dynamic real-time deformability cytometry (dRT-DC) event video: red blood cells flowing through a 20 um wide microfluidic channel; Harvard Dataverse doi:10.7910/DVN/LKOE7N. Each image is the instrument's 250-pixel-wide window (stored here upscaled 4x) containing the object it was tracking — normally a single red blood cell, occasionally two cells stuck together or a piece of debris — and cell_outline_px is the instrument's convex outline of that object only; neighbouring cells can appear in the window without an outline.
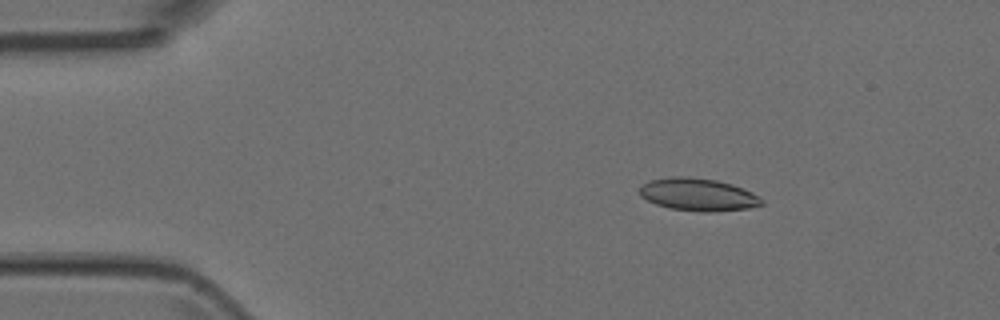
{"species": "Egyptian fruit bat (a non-hibernating species)", "species_latin": "Rousettus aegyptiacus", "temperature_condition": "room temperature", "stored_images_in_passage": 4, "camera_frame_rate_fps": 3000, "um_per_image_px": 0.085, "animal": {"sex": "female"}, "frame": {"image": 1, "passage_image": 2, "time_ms": 0.333, "image_size_px": [1000, 320], "cell_outline_px": [[764, 204], [748, 208], [712, 212], [700, 212], [668, 208], [656, 204], [640, 196], [640, 188], [644, 184], [652, 180], [672, 176], [688, 176], [716, 180], [732, 184], [752, 192], [764, 200]], "centroid_in_image_um": [59.36, 16.54], "position_along_channel_um": 25.6, "area_um2": 23.18}}